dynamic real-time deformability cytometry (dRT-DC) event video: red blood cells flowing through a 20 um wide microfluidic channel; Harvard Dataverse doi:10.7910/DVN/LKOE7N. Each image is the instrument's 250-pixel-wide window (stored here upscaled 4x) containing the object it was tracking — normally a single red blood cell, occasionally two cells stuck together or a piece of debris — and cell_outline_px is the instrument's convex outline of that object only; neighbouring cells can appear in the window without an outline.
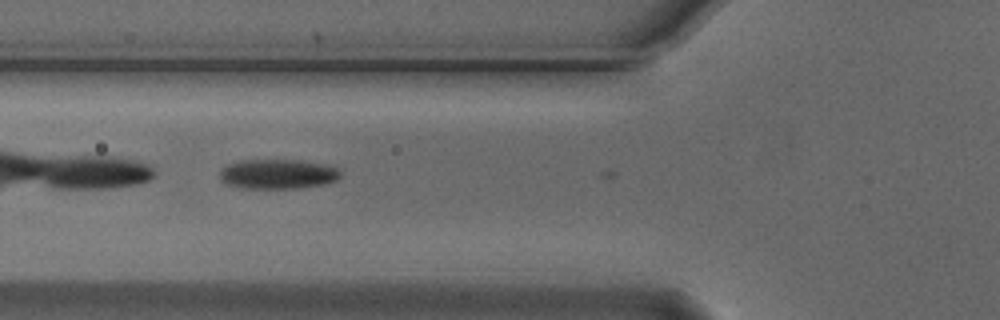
{"species": "Egyptian fruit bat (a non-hibernating species)", "species_latin": "Rousettus aegyptiacus", "temperature_condition": "cold", "stored_images_in_passage": 8, "camera_frame_rate_fps": 3000, "um_per_image_px": 0.085, "animal": {"sex": "male"}, "frame": {"image": 1, "passage_image": 4, "time_ms": 1.0, "image_size_px": [1000, 320], "cell_outline_px": [[340, 176], [336, 180], [324, 184], [296, 188], [244, 188], [224, 184], [220, 180], [220, 168], [228, 164], [240, 160], [300, 160], [332, 164], [340, 172]], "centroid_in_image_um": [23.6, 14.78], "position_along_channel_um": 102.2, "area_um2": 21.15}}
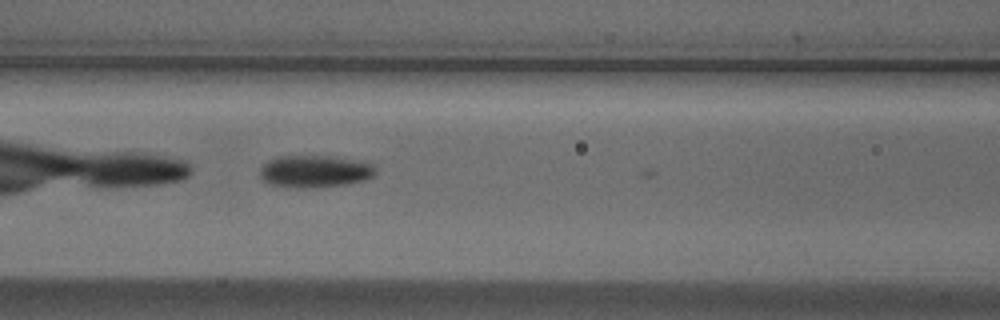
{"frame": {"image": 2, "passage_image": 7, "time_ms": 2.0, "image_size_px": [1000, 320], "cell_outline_px": [[376, 176], [364, 180], [344, 184], [308, 188], [300, 188], [272, 184], [264, 180], [260, 176], [260, 168], [268, 160], [276, 156], [336, 156], [364, 160], [372, 164], [376, 168]], "centroid_in_image_um": [26.82, 14.54], "position_along_channel_um": 139.8, "area_um2": 21.91}}